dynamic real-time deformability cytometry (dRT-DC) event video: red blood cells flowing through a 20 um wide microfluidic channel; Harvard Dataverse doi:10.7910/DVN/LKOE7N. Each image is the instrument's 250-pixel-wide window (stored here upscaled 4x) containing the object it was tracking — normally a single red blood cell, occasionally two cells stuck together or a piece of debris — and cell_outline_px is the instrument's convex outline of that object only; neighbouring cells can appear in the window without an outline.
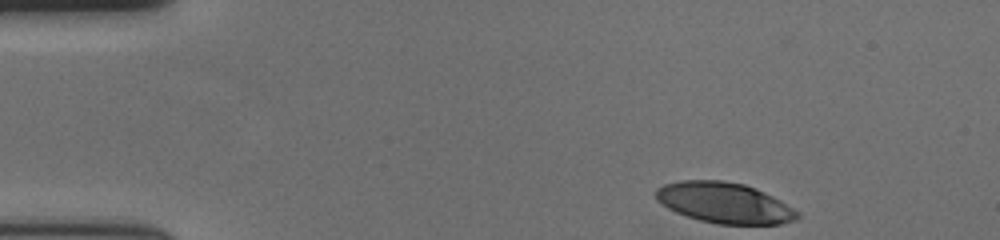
{"species": "human", "species_latin": "Homo sapiens", "temperature_condition": "cold", "stored_images_in_passage": 41, "camera_frame_rate_fps": 3000, "um_per_image_px": 0.085, "donor": {"sex": "female"}, "frame": {"image": 1, "passage_image": 1, "time_ms": 0.0, "image_size_px": [1000, 240], "cell_outline_px": [[800, 216], [796, 220], [780, 224], [720, 224], [700, 220], [676, 212], [668, 208], [656, 196], [656, 188], [664, 184], [680, 180], [724, 180], [744, 184], [756, 188], [780, 200], [800, 212]], "centroid_in_image_um": [61.62, 17.23], "position_along_channel_um": 23.4, "area_um2": 33.41}}
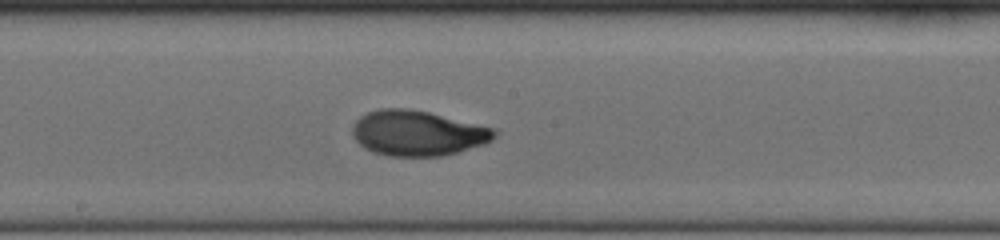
{"frame": {"image": 2, "passage_image": 24, "time_ms": 7.667, "image_size_px": [1000, 240], "cell_outline_px": [[496, 136], [492, 140], [484, 144], [456, 152], [440, 156], [388, 156], [372, 152], [364, 148], [356, 140], [352, 132], [352, 128], [356, 120], [360, 116], [368, 112], [380, 108], [408, 108], [428, 112], [492, 128], [496, 132]], "centroid_in_image_um": [35.45, 11.32], "position_along_channel_um": 212.8, "area_um2": 37.17}}
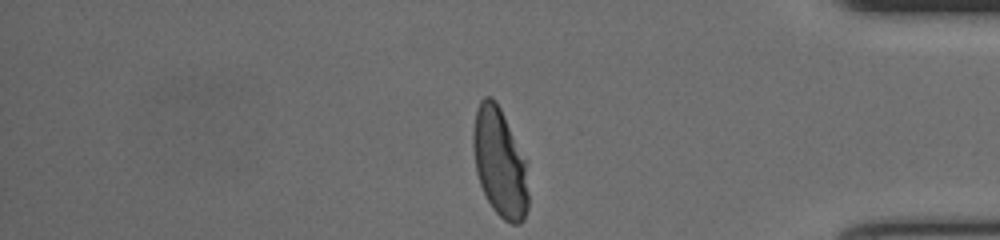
{"frame": {"image": 3, "passage_image": 41, "time_ms": 13.333, "image_size_px": [1000, 240], "cell_outline_px": [[528, 208], [524, 220], [520, 224], [512, 224], [504, 220], [492, 208], [480, 184], [476, 172], [472, 148], [472, 132], [476, 108], [480, 100], [484, 96], [492, 96], [496, 100], [500, 108], [524, 160], [528, 192]], "centroid_in_image_um": [42.44, 13.82], "position_along_channel_um": 392.8, "area_um2": 34.68}, "authors_computed_cell_mechanics": {"area_um2": 35.6626, "velocity_mm_per_s": 3.6207, "shape_relaxation_time_tau1_ms": 4.8973, "shape_relaxation_time_tau2_ms": 1.2233, "deformation_change_tau1": 0.2116, "deformation_change_tau2": 0.049}}